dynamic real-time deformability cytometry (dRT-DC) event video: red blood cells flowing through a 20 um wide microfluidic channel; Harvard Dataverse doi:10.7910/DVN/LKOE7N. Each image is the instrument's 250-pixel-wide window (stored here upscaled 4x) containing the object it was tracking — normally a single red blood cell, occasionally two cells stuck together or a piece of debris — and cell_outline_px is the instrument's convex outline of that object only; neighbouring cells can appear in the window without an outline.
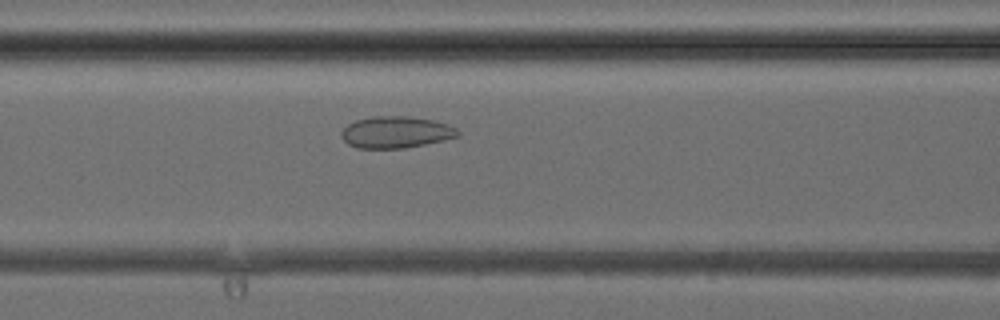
{"species": "common noctule bat (a hibernating species)", "species_latin": "Nyctalus noctula", "temperature_condition": "cold", "stored_images_in_passage": 6, "camera_frame_rate_fps": 3000, "um_per_image_px": 0.085, "animal": {"sex": "female", "body_mass_g": 24.6, "forearm_length_mm": 56.2}, "frame": {"image": 1, "passage_image": 6, "time_ms": 6.0, "image_size_px": [1000, 320], "cell_outline_px": [[460, 136], [444, 140], [404, 148], [356, 148], [348, 144], [340, 136], [340, 132], [348, 124], [356, 120], [372, 116], [408, 116], [432, 120], [448, 124], [456, 128], [460, 132]], "centroid_in_image_um": [33.65, 11.23], "position_along_channel_um": 133.0, "area_um2": 21.56}}